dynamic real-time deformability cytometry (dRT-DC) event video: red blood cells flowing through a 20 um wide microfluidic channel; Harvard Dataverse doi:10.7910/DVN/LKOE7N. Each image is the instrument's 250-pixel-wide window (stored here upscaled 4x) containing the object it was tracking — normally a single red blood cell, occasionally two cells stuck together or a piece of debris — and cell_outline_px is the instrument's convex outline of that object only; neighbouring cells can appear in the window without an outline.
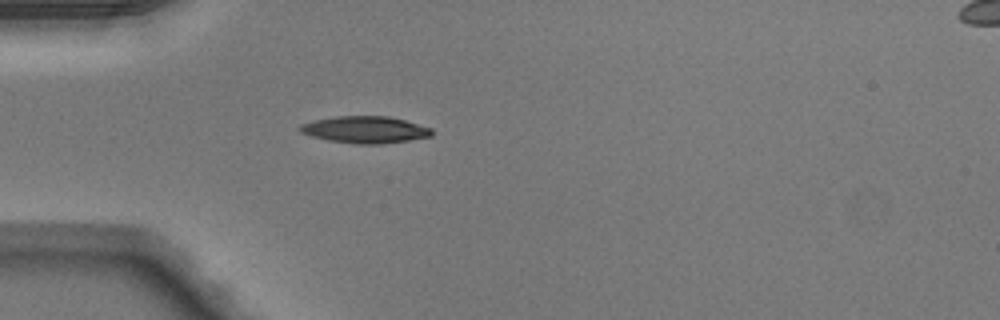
{"species": "Egyptian fruit bat (a non-hibernating species)", "species_latin": "Rousettus aegyptiacus", "temperature_condition": "warm", "stored_images_in_passage": 36, "camera_frame_rate_fps": 3000, "um_per_image_px": 0.085, "animal": {"sex": "male"}, "frame": {"image": 1, "passage_image": 1, "time_ms": 0.0, "image_size_px": [1000, 320], "cell_outline_px": [[432, 136], [408, 140], [380, 144], [356, 144], [328, 140], [312, 136], [300, 132], [296, 128], [300, 124], [312, 120], [336, 116], [388, 116], [404, 120], [432, 128]], "centroid_in_image_um": [30.99, 11.02], "position_along_channel_um": 54.0, "area_um2": 20.69}}
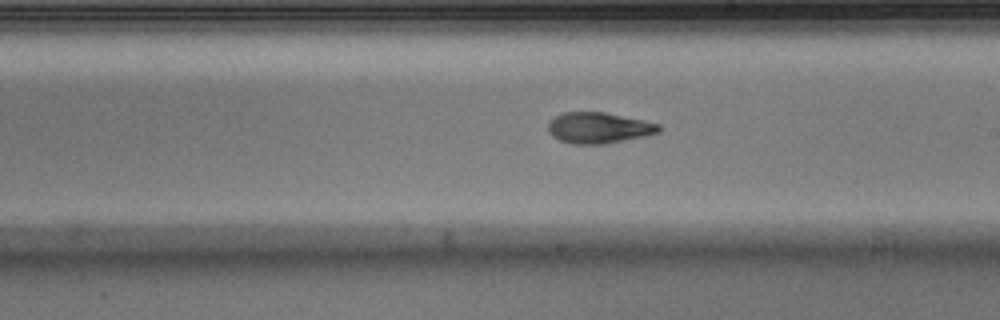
{"frame": {"image": 2, "passage_image": 15, "time_ms": 4.667, "image_size_px": [1000, 320], "cell_outline_px": [[664, 128], [660, 132], [644, 136], [604, 144], [572, 144], [560, 140], [552, 136], [548, 132], [548, 124], [556, 116], [564, 112], [604, 112], [660, 124]], "centroid_in_image_um": [50.9, 10.87], "position_along_channel_um": 238.1, "area_um2": 19.88}}
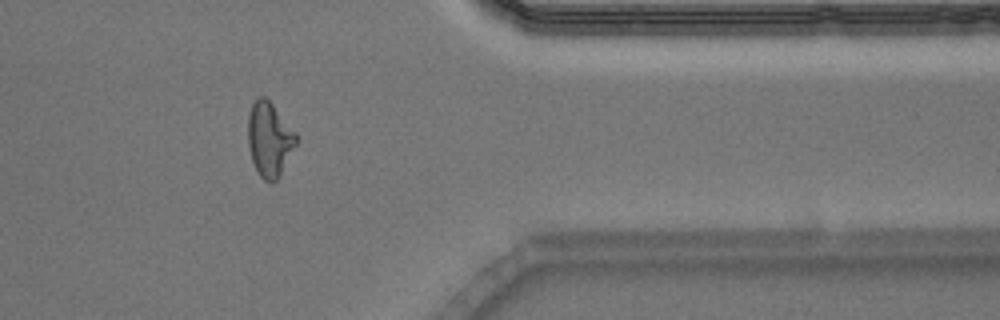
{"frame": {"image": 3, "passage_image": 27, "time_ms": 8.667, "image_size_px": [1000, 320], "cell_outline_px": [[296, 144], [276, 180], [272, 184], [264, 180], [256, 172], [252, 160], [248, 144], [248, 116], [252, 104], [256, 96], [264, 96], [272, 104], [296, 132]], "centroid_in_image_um": [22.87, 11.83], "position_along_channel_um": 388.5, "area_um2": 20.69}, "authors_computed_cell_mechanics": {"area_um2": 20.1433, "velocity_mm_per_s": 4.1249, "shape_relaxation_time_tau1_ms": 10.2947, "shape_relaxation_time_tau2_ms": 2.436, "deformation_change_tau1": 0.2889, "deformation_change_tau2": 0.1024}}